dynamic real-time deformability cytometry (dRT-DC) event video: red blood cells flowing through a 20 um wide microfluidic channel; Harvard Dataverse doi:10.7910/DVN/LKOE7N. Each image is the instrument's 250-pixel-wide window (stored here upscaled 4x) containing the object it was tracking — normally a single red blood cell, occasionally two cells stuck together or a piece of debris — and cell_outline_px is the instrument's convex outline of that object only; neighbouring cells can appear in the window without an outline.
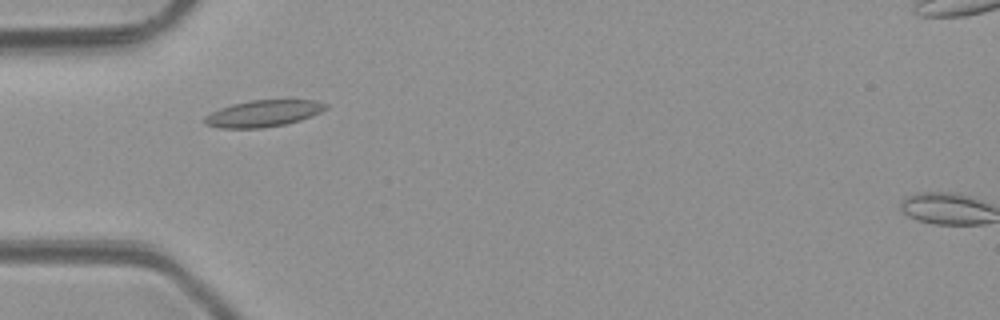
{"species": "common noctule bat (a hibernating species)", "species_latin": "Nyctalus noctula", "temperature_condition": "room temperature", "stored_images_in_passage": 1, "camera_frame_rate_fps": 3000, "um_per_image_px": 0.085, "animal": {"sex": "male", "body_mass_g": 23.1, "forearm_length_mm": 52.7}, "frame": {"image": 1, "passage_image": 1, "time_ms": 0.0, "image_size_px": [1000, 320], "cell_outline_px": [[328, 108], [312, 116], [300, 120], [284, 124], [260, 128], [220, 128], [204, 124], [204, 116], [220, 108], [232, 104], [252, 100], [312, 100], [328, 104]], "centroid_in_image_um": [22.37, 9.64], "position_along_channel_um": 62.6, "area_um2": 18.67}}